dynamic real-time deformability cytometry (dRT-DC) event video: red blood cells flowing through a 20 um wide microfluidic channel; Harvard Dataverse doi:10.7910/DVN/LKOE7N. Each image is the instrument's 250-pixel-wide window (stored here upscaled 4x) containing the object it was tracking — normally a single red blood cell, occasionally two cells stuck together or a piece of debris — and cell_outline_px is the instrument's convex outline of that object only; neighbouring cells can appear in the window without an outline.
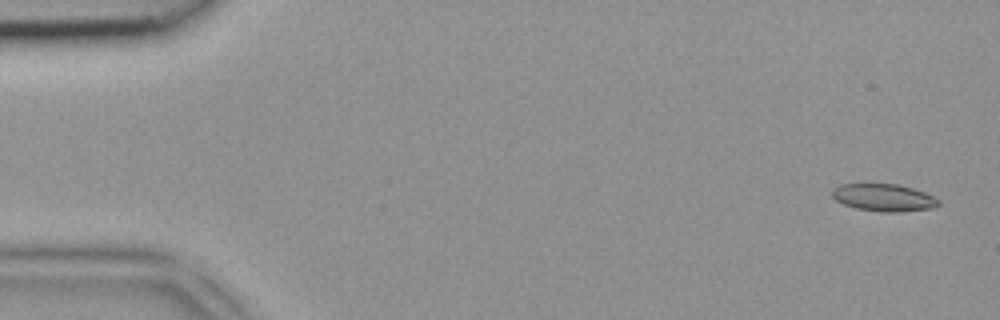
{"species": "common noctule bat (a hibernating species)", "species_latin": "Nyctalus noctula", "temperature_condition": "room temperature", "stored_images_in_passage": 4, "camera_frame_rate_fps": 3000, "um_per_image_px": 0.085, "animal": {"sex": "female", "body_mass_g": 18.4}, "frame": {"image": 1, "passage_image": 1, "time_ms": 0.0, "image_size_px": [1000, 320], "cell_outline_px": [[940, 204], [932, 208], [900, 212], [880, 212], [856, 208], [844, 204], [836, 200], [832, 196], [832, 188], [840, 184], [900, 184], [924, 192], [940, 200]], "centroid_in_image_um": [75.11, 16.79], "position_along_channel_um": 9.9, "area_um2": 16.99}}